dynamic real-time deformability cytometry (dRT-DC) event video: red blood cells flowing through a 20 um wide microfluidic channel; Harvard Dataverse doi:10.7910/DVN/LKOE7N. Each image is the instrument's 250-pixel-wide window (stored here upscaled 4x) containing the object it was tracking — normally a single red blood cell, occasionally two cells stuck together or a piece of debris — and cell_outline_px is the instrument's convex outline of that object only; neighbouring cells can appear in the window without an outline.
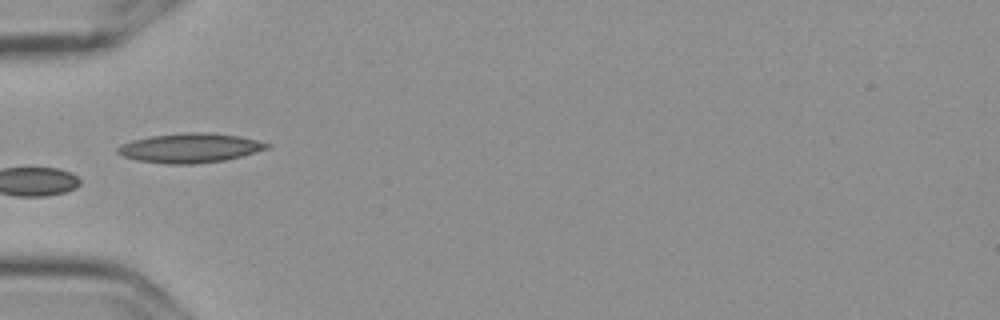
{"species": "Egyptian fruit bat (a non-hibernating species)", "species_latin": "Rousettus aegyptiacus", "temperature_condition": "cold", "stored_images_in_passage": 8, "camera_frame_rate_fps": 3000, "um_per_image_px": 0.085, "frame": {"image": 1, "passage_image": 4, "time_ms": 1.0, "image_size_px": [1000, 320], "cell_outline_px": [[272, 144], [268, 148], [240, 156], [224, 160], [192, 164], [168, 164], [136, 160], [124, 156], [116, 152], [116, 148], [120, 144], [132, 140], [152, 136], [184, 132], [212, 132], [240, 136]], "centroid_in_image_um": [16.12, 12.57], "position_along_channel_um": 68.9, "area_um2": 25.55}}
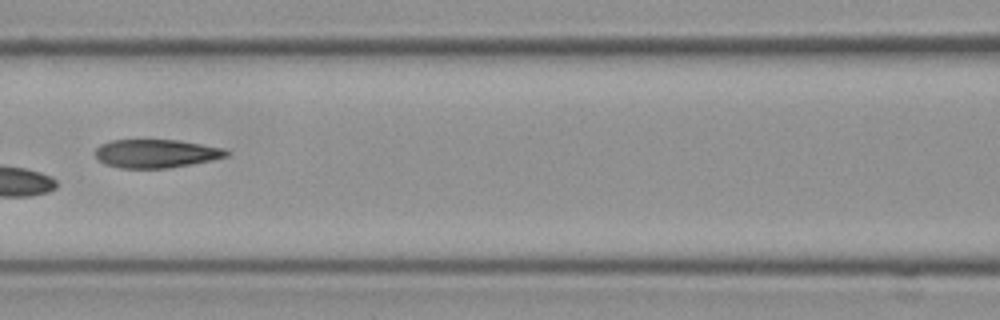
{"frame": {"image": 2, "passage_image": 6, "time_ms": 1.667, "image_size_px": [1000, 320], "cell_outline_px": [[232, 152], [228, 156], [212, 160], [192, 164], [168, 168], [120, 168], [104, 164], [96, 156], [96, 148], [100, 144], [112, 140], [180, 140], [224, 148]], "centroid_in_image_um": [13.3, 13.05], "position_along_channel_um": 153.3, "area_um2": 21.85}}
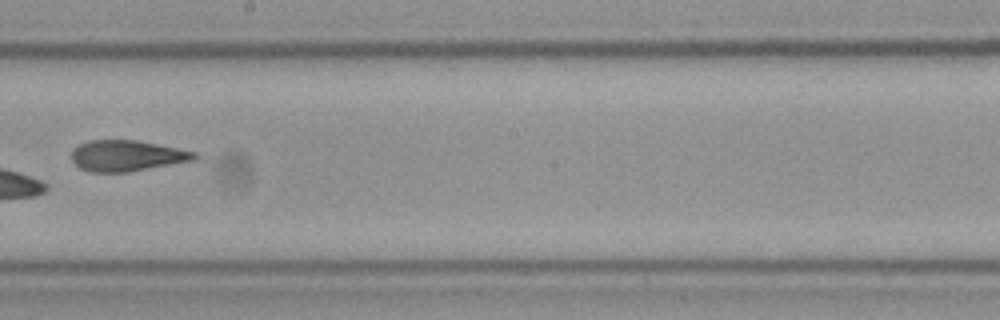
{"frame": {"image": 3, "passage_image": 8, "time_ms": 2.333, "image_size_px": [1000, 320], "cell_outline_px": [[200, 156], [196, 160], [128, 172], [92, 172], [80, 168], [72, 160], [72, 148], [88, 140], [136, 140], [196, 152]], "centroid_in_image_um": [10.79, 13.24], "position_along_channel_um": 237.4, "area_um2": 22.14}}